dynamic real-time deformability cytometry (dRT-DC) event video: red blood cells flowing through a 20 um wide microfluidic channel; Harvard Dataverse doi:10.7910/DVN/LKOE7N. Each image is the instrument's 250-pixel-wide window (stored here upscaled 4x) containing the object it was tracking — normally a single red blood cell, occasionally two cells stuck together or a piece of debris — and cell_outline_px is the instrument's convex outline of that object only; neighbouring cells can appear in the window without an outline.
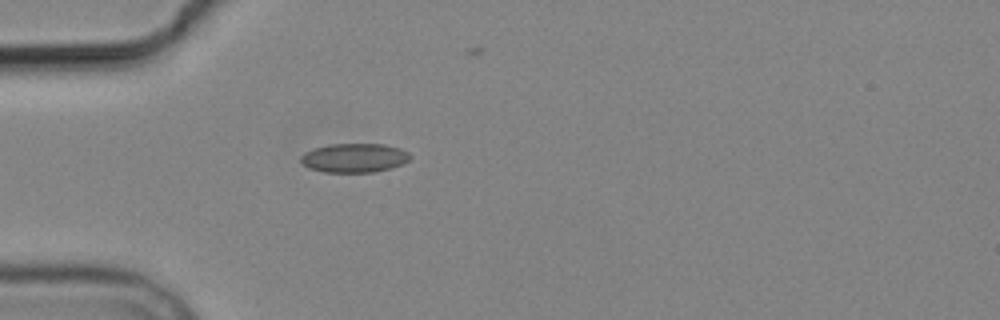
{"species": "common noctule bat (a hibernating species)", "species_latin": "Nyctalus noctula", "temperature_condition": "cold", "stored_images_in_passage": 1, "camera_frame_rate_fps": 3000, "um_per_image_px": 0.085, "animal": {"sex": "male", "body_mass_g": 19.2, "forearm_length_mm": 51.8}, "frame": {"image": 1, "passage_image": 1, "time_ms": 0.0, "image_size_px": [1000, 320], "cell_outline_px": [[412, 156], [404, 164], [392, 168], [372, 172], [324, 172], [308, 168], [300, 160], [300, 156], [304, 152], [312, 148], [328, 144], [384, 144], [400, 148], [408, 152]], "centroid_in_image_um": [30.11, 13.41], "position_along_channel_um": 54.9, "area_um2": 18.73}}